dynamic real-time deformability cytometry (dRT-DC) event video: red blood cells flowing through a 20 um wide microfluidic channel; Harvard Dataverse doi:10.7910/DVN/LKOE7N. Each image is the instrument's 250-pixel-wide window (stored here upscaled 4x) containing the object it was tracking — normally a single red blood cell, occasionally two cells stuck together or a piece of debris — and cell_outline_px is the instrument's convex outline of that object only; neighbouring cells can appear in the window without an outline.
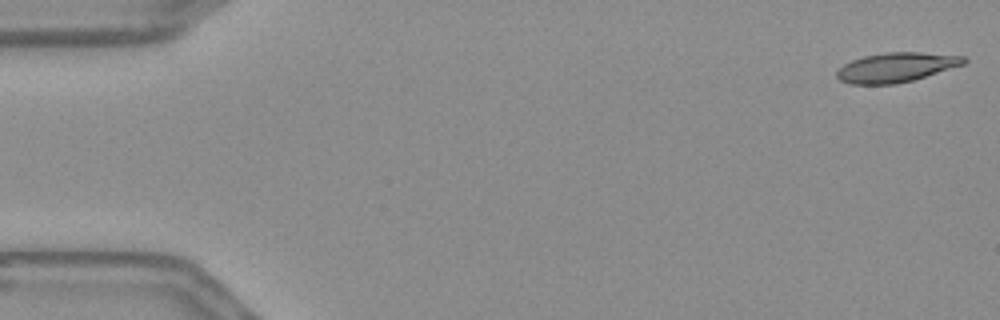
{"species": "Egyptian fruit bat (a non-hibernating species)", "species_latin": "Rousettus aegyptiacus", "temperature_condition": "warm", "stored_images_in_passage": 55, "camera_frame_rate_fps": 3000, "um_per_image_px": 0.085, "frame": {"image": 1, "passage_image": 1, "time_ms": 0.0, "image_size_px": [1000, 320], "cell_outline_px": [[968, 60], [964, 64], [912, 80], [896, 84], [852, 84], [840, 80], [836, 76], [836, 72], [844, 64], [852, 60], [864, 56], [884, 52], [920, 52], [964, 56]], "centroid_in_image_um": [76.16, 5.72], "position_along_channel_um": 8.8, "area_um2": 21.68}}
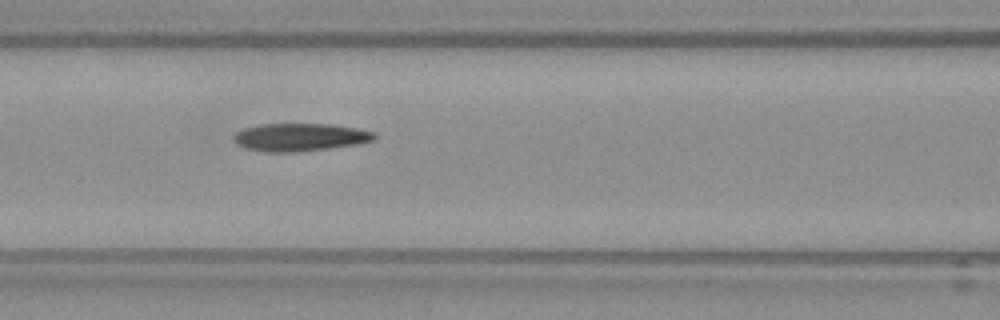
{"frame": {"image": 2, "passage_image": 23, "time_ms": 7.333, "image_size_px": [1000, 320], "cell_outline_px": [[376, 140], [360, 144], [296, 152], [268, 152], [244, 148], [236, 144], [232, 140], [232, 136], [236, 132], [244, 128], [260, 124], [332, 124], [356, 128], [376, 132]], "centroid_in_image_um": [25.5, 11.66], "position_along_channel_um": 141.1, "area_um2": 23.06}}
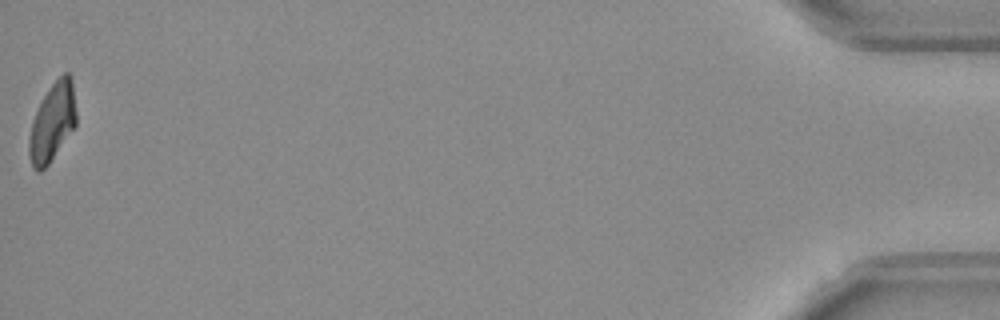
{"frame": {"image": 3, "passage_image": 55, "time_ms": 18.0, "image_size_px": [1000, 320], "cell_outline_px": [[76, 124], [48, 164], [40, 172], [36, 172], [32, 168], [28, 156], [28, 140], [32, 120], [44, 96], [52, 84], [64, 72], [68, 72], [72, 76], [76, 112]], "centroid_in_image_um": [4.43, 10.4], "position_along_channel_um": 430.8, "area_um2": 21.39}, "authors_computed_cell_mechanics": {"area_um2": 22.5998, "velocity_mm_per_s": 3.6564, "shape_relaxation_time_tau1_ms": null, "shape_relaxation_time_tau2_ms": 4.0887, "deformation_change_tau1": null, "deformation_change_tau2": 0.1347}}